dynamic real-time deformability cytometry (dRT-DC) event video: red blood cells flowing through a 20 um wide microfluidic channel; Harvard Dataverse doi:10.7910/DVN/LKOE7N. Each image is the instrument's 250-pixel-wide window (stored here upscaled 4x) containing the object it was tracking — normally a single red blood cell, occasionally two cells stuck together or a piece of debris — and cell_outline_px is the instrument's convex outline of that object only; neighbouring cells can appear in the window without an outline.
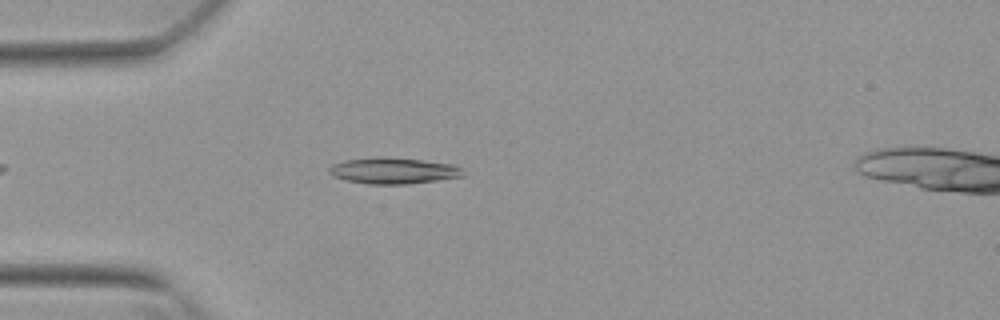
{"species": "Egyptian fruit bat (a non-hibernating species)", "species_latin": "Rousettus aegyptiacus", "temperature_condition": "warm", "stored_images_in_passage": 13, "camera_frame_rate_fps": 3000, "um_per_image_px": 0.085, "animal": {"sex": "female"}, "frame": {"image": 1, "passage_image": 3, "time_ms": 0.667, "image_size_px": [1000, 320], "cell_outline_px": [[464, 176], [408, 184], [368, 184], [348, 180], [332, 176], [328, 172], [328, 168], [332, 164], [344, 160], [376, 156], [384, 156], [456, 164], [464, 168]], "centroid_in_image_um": [33.44, 14.49], "position_along_channel_um": 51.6, "area_um2": 20.69}}
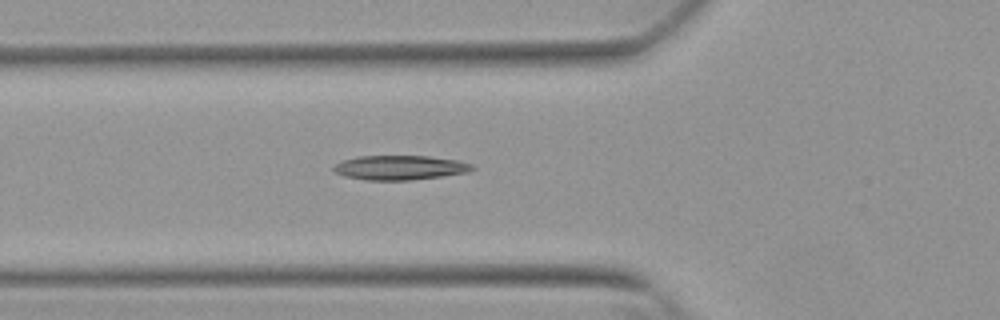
{"frame": {"image": 2, "passage_image": 7, "time_ms": 2.0, "image_size_px": [1000, 320], "cell_outline_px": [[476, 168], [468, 172], [412, 180], [364, 180], [344, 176], [336, 172], [332, 168], [336, 164], [344, 160], [356, 156], [428, 156], [456, 160], [472, 164]], "centroid_in_image_um": [33.98, 14.25], "position_along_channel_um": 91.8, "area_um2": 19.65}}
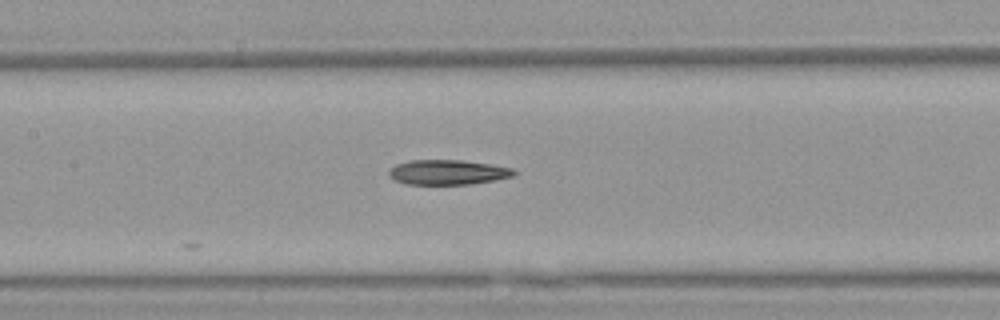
{"frame": {"image": 3, "passage_image": 13, "time_ms": 4.0, "image_size_px": [1000, 320], "cell_outline_px": [[516, 176], [496, 180], [468, 184], [404, 184], [388, 176], [388, 172], [396, 164], [408, 160], [464, 160], [492, 164], [512, 168], [516, 172]], "centroid_in_image_um": [38.08, 14.63], "position_along_channel_um": 169.3, "area_um2": 18.26}}